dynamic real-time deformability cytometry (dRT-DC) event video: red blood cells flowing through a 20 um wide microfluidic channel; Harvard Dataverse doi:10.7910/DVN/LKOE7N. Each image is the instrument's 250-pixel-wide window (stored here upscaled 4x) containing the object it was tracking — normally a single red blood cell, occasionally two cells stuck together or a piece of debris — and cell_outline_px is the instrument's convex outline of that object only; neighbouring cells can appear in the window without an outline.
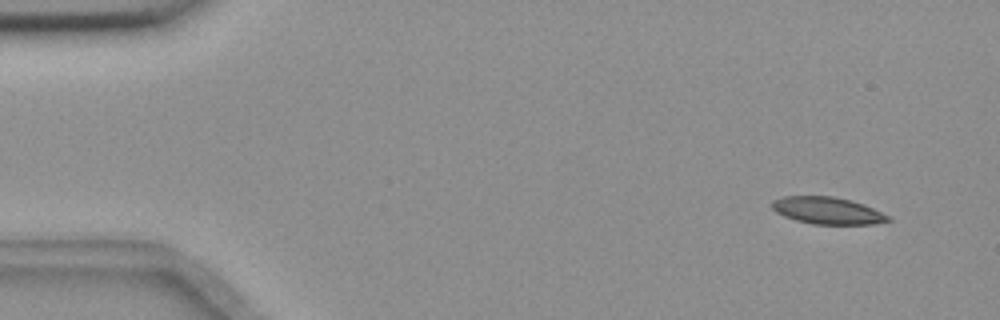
{"species": "common noctule bat (a hibernating species)", "species_latin": "Nyctalus noctula", "temperature_condition": "room temperature", "stored_images_in_passage": 5, "camera_frame_rate_fps": 3000, "um_per_image_px": 0.085, "animal": {"sex": "female", "body_mass_g": 18.4}, "frame": {"image": 1, "passage_image": 1, "time_ms": 0.0, "image_size_px": [1000, 320], "cell_outline_px": [[892, 220], [872, 224], [812, 224], [796, 220], [784, 216], [776, 212], [772, 208], [772, 200], [784, 196], [832, 196], [864, 204], [888, 216]], "centroid_in_image_um": [70.3, 17.9], "position_along_channel_um": 14.7, "area_um2": 18.09}}
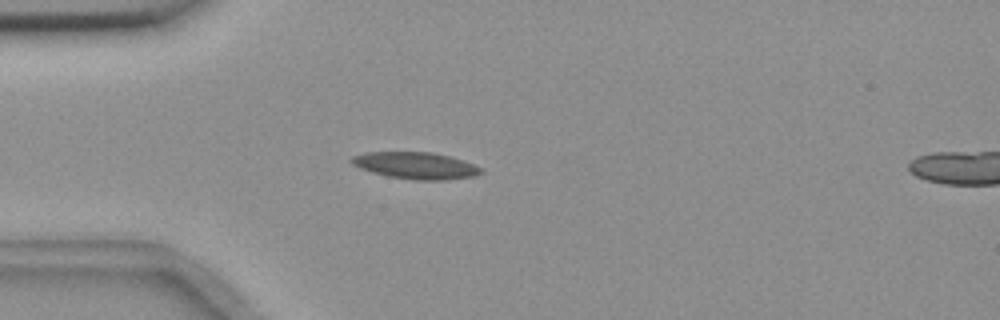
{"frame": {"image": 2, "passage_image": 4, "time_ms": 1.0, "image_size_px": [1000, 320], "cell_outline_px": [[484, 172], [476, 176], [444, 180], [416, 180], [388, 176], [372, 172], [360, 168], [352, 164], [348, 160], [352, 156], [364, 152], [432, 152], [464, 160], [480, 168]], "centroid_in_image_um": [35.31, 14.07], "position_along_channel_um": 49.7, "area_um2": 20.23}}